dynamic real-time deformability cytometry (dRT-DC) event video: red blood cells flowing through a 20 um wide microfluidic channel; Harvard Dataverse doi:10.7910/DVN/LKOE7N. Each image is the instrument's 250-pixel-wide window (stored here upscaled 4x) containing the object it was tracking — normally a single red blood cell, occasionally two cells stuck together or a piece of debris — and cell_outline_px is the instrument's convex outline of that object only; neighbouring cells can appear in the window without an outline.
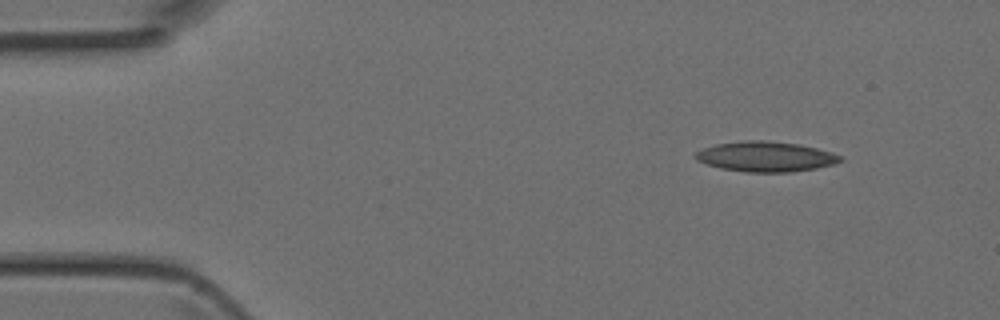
{"species": "Egyptian fruit bat (a non-hibernating species)", "species_latin": "Rousettus aegyptiacus", "temperature_condition": "room temperature", "stored_images_in_passage": 3, "camera_frame_rate_fps": 3000, "um_per_image_px": 0.085, "animal": {"sex": "female"}, "frame": {"image": 1, "passage_image": 1, "time_ms": 0.0, "image_size_px": [1000, 320], "cell_outline_px": [[844, 160], [832, 164], [816, 168], [788, 172], [748, 172], [720, 168], [696, 160], [696, 152], [704, 148], [716, 144], [740, 140], [764, 140], [796, 144], [816, 148], [840, 156]], "centroid_in_image_um": [65.05, 13.31], "position_along_channel_um": 20.0, "area_um2": 25.09}}
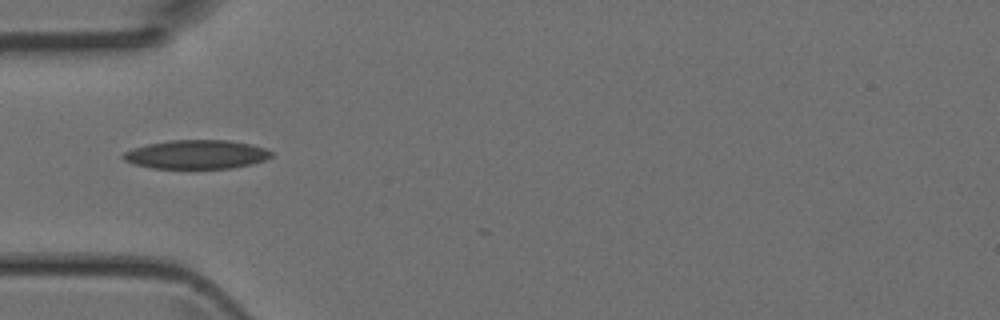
{"frame": {"image": 2, "passage_image": 3, "time_ms": 0.667, "image_size_px": [1000, 320], "cell_outline_px": [[272, 156], [264, 160], [252, 164], [232, 168], [152, 168], [136, 164], [124, 160], [120, 156], [124, 152], [148, 144], [168, 140], [228, 140], [252, 144], [264, 148], [272, 152]], "centroid_in_image_um": [16.72, 13.12], "position_along_channel_um": 68.3, "area_um2": 24.8}}